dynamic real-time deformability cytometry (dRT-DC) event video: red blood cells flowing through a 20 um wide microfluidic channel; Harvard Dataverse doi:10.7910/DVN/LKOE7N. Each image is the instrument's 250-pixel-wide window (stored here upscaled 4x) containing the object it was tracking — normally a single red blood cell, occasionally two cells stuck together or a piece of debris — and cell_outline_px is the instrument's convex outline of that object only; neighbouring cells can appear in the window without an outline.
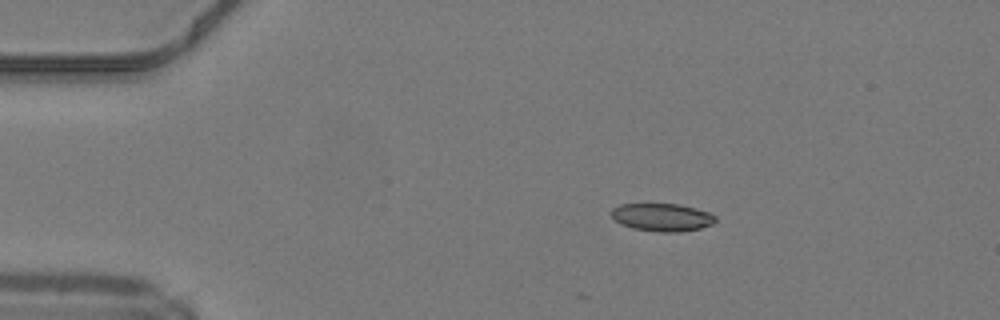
{"species": "common noctule bat (a hibernating species)", "species_latin": "Nyctalus noctula", "temperature_condition": "warm", "stored_images_in_passage": 4, "camera_frame_rate_fps": 3000, "um_per_image_px": 0.085, "animal": {"sex": "male", "body_mass_g": 19.2, "forearm_length_mm": 51.8}, "frame": {"image": 1, "passage_image": 1, "time_ms": 0.0, "image_size_px": [1000, 320], "cell_outline_px": [[716, 220], [712, 224], [700, 228], [680, 232], [660, 232], [632, 228], [620, 224], [612, 216], [612, 208], [620, 204], [680, 204], [696, 208], [708, 212], [716, 216]], "centroid_in_image_um": [56.29, 18.47], "position_along_channel_um": 28.7, "area_um2": 16.88}}